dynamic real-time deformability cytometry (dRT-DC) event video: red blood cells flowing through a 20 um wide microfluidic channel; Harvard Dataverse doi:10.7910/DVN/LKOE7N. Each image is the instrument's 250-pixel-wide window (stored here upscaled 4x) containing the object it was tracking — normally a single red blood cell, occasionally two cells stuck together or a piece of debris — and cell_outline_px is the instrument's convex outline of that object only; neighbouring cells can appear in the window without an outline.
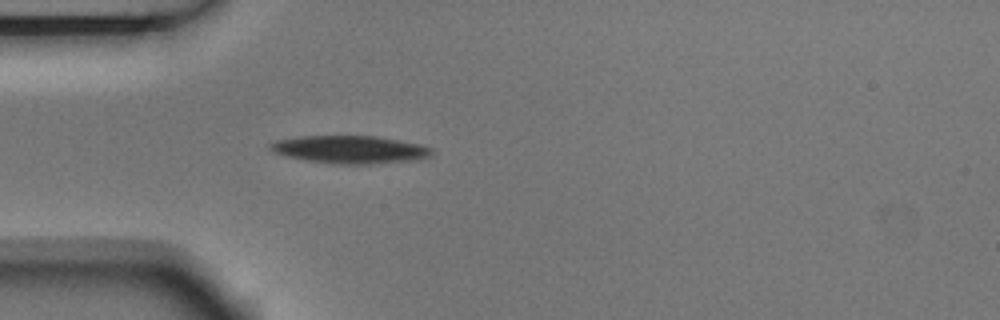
{"species": "Egyptian fruit bat (a non-hibernating species)", "species_latin": "Rousettus aegyptiacus", "temperature_condition": "room temperature", "stored_images_in_passage": 5, "camera_frame_rate_fps": 3000, "um_per_image_px": 0.085, "animal": {"sex": "male"}, "frame": {"image": 1, "passage_image": 5, "time_ms": 1.333, "image_size_px": [1000, 320], "cell_outline_px": [[432, 156], [416, 160], [368, 164], [344, 164], [308, 160], [288, 156], [276, 152], [268, 144], [276, 140], [300, 136], [376, 136], [400, 140], [420, 144], [432, 148]], "centroid_in_image_um": [29.83, 12.7], "position_along_channel_um": 55.2, "area_um2": 25.84}}